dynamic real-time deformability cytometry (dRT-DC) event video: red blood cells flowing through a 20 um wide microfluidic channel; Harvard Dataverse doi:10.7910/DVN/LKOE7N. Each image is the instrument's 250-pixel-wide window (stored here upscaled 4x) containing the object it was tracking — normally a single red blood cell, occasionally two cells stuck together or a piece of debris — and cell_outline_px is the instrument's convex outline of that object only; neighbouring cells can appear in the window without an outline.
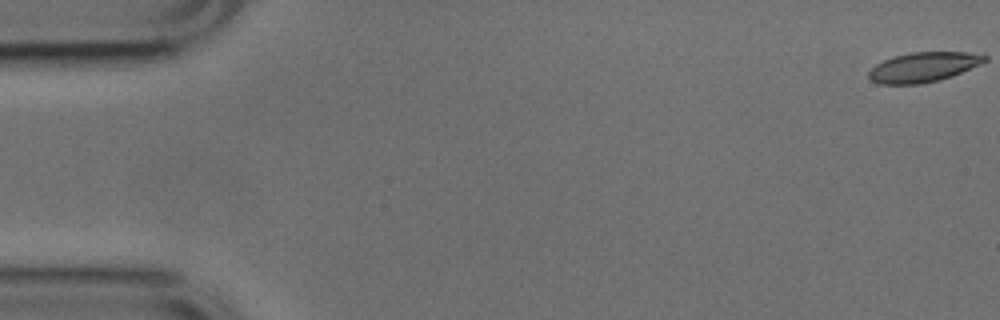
{"species": "common noctule bat (a hibernating species)", "species_latin": "Nyctalus noctula", "temperature_condition": "cold", "stored_images_in_passage": 52, "camera_frame_rate_fps": 3000, "um_per_image_px": 0.085, "animal": {"sex": "male", "body_mass_g": 17.9, "forearm_length_mm": 54.2}, "frame": {"image": 1, "passage_image": 1, "time_ms": 0.0, "image_size_px": [1000, 320], "cell_outline_px": [[984, 60], [948, 76], [932, 80], [900, 84], [892, 84], [876, 80], [872, 76], [876, 68], [880, 64], [888, 60], [900, 56], [924, 52], [956, 52], [984, 56]], "centroid_in_image_um": [78.52, 5.68], "position_along_channel_um": 6.5, "area_um2": 17.34}}
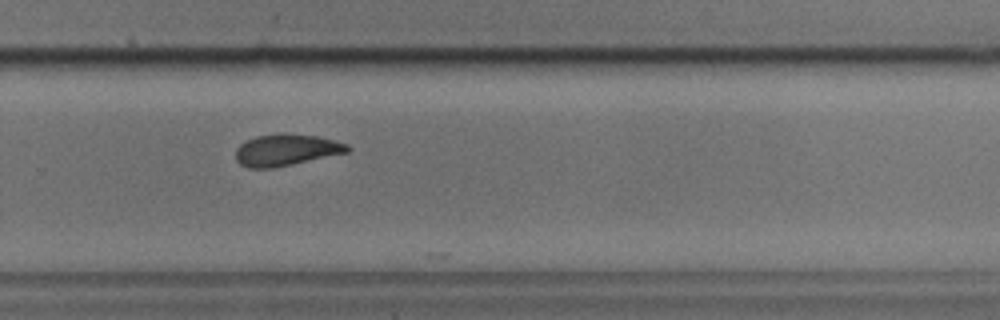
{"frame": {"image": 2, "passage_image": 35, "time_ms": 11.333, "image_size_px": [1000, 320], "cell_outline_px": [[348, 148], [344, 152], [284, 164], [244, 164], [236, 156], [240, 148], [244, 144], [252, 140], [264, 136], [304, 136], [344, 144]], "centroid_in_image_um": [24.35, 12.73], "position_along_channel_um": 305.4, "area_um2": 16.7}}
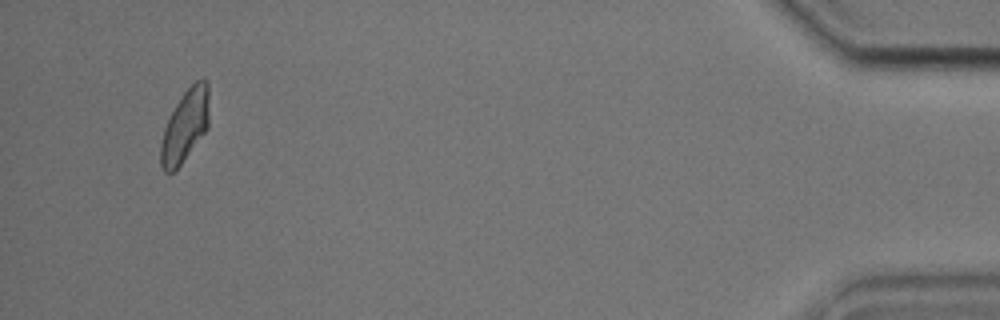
{"frame": {"image": 3, "passage_image": 50, "time_ms": 16.333, "image_size_px": [1000, 320], "cell_outline_px": [[204, 128], [176, 168], [172, 172], [168, 172], [164, 168], [164, 136], [168, 124], [180, 100], [192, 88], [204, 88]], "centroid_in_image_um": [15.63, 10.88], "position_along_channel_um": 419.6, "area_um2": 15.49}, "authors_computed_cell_mechanics": {"area_um2": 16.8198, "velocity_mm_per_s": 3.8382, "shape_relaxation_time_tau1_ms": 9.1884, "shape_relaxation_time_tau2_ms": 2.1823, "deformation_change_tau1": 0.2676, "deformation_change_tau2": 0.0927}}